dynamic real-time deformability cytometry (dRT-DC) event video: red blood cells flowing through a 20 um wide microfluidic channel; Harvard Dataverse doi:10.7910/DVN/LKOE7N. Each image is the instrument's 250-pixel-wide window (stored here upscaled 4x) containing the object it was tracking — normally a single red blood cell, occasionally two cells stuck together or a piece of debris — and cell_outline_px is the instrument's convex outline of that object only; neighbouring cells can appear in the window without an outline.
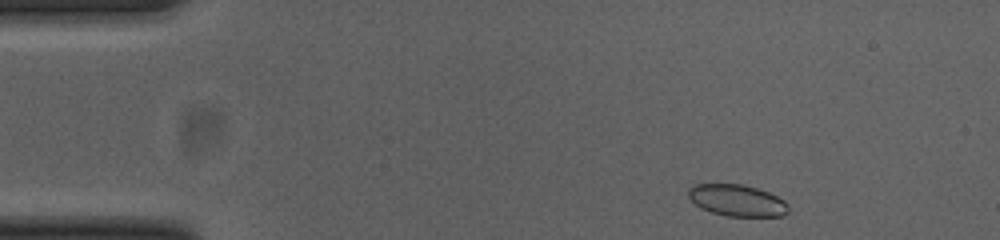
{"species": "common noctule bat (a hibernating species)", "species_latin": "Nyctalus noctula", "temperature_condition": "cold", "stored_images_in_passage": 47, "camera_frame_rate_fps": 3000, "um_per_image_px": 0.085, "animal": {"sex": "female", "body_mass_g": 23.0, "forearm_length_mm": 53.4}, "frame": {"image": 1, "passage_image": 1, "time_ms": 0.0, "image_size_px": [1000, 240], "cell_outline_px": [[788, 212], [784, 216], [728, 216], [712, 212], [700, 208], [688, 196], [688, 188], [692, 184], [740, 184], [756, 188], [768, 192], [784, 200], [788, 204]], "centroid_in_image_um": [62.64, 17.03], "position_along_channel_um": 22.4, "area_um2": 18.38}}
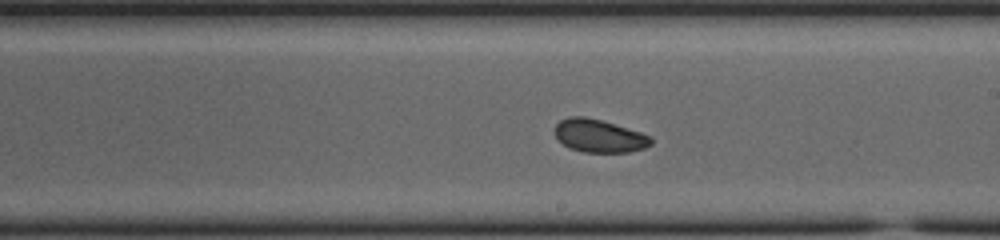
{"frame": {"image": 2, "passage_image": 24, "time_ms": 7.667, "image_size_px": [1000, 240], "cell_outline_px": [[652, 144], [644, 148], [628, 152], [584, 152], [568, 148], [556, 136], [556, 124], [560, 120], [568, 116], [584, 116], [600, 120], [640, 132], [652, 136]], "centroid_in_image_um": [50.93, 11.55], "position_along_channel_um": 238.1, "area_um2": 18.32}}
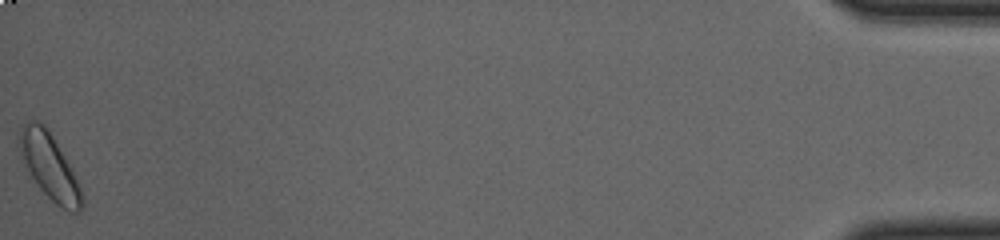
{"frame": {"image": 3, "passage_image": 47, "time_ms": 15.333, "image_size_px": [1000, 240], "cell_outline_px": [[84, 204], [76, 212], [68, 212], [56, 204], [40, 188], [32, 176], [20, 156], [20, 136], [24, 124], [28, 120], [36, 120], [44, 124], [48, 128], [68, 164], [84, 196]], "centroid_in_image_um": [4.21, 14.15], "position_along_channel_um": 431.0, "area_um2": 23.06}, "authors_computed_cell_mechanics": {"area_um2": 19.1896, "velocity_mm_per_s": 3.8305, "shape_relaxation_time_tau1_ms": null, "shape_relaxation_time_tau2_ms": 8.4771, "deformation_change_tau1": null, "deformation_change_tau2": 0.133}}